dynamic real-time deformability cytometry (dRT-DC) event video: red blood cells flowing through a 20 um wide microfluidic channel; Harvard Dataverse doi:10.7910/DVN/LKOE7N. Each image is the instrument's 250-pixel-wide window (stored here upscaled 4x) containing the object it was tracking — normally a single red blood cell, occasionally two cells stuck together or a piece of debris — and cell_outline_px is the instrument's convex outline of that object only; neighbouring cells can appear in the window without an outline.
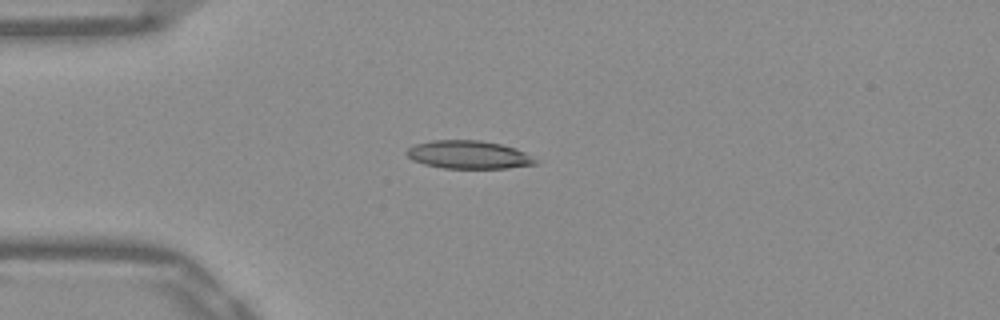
{"species": "Egyptian fruit bat (a non-hibernating species)", "species_latin": "Rousettus aegyptiacus", "temperature_condition": "warm", "stored_images_in_passage": 39, "camera_frame_rate_fps": 3000, "um_per_image_px": 0.085, "frame": {"image": 1, "passage_image": 1, "time_ms": 0.0, "image_size_px": [1000, 320], "cell_outline_px": [[536, 164], [508, 168], [444, 168], [424, 164], [412, 160], [404, 152], [408, 148], [416, 144], [432, 140], [480, 140], [500, 144], [516, 148], [524, 152], [536, 160]], "centroid_in_image_um": [39.8, 13.15], "position_along_channel_um": 45.2, "area_um2": 20.98}}
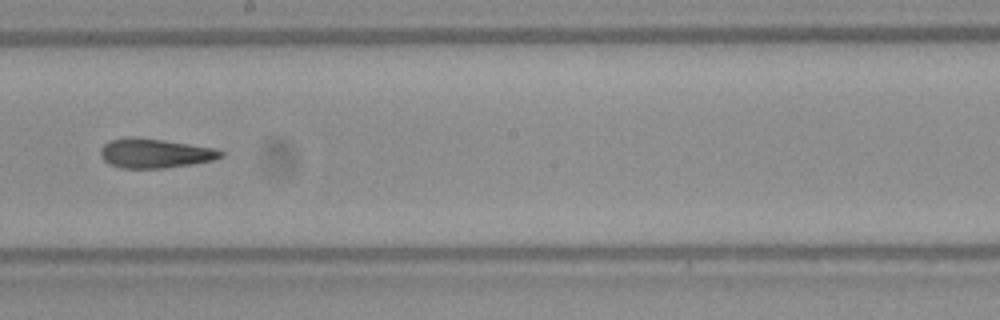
{"frame": {"image": 2, "passage_image": 17, "time_ms": 5.333, "image_size_px": [1000, 320], "cell_outline_px": [[224, 156], [212, 160], [192, 164], [164, 168], [120, 168], [108, 164], [100, 156], [100, 148], [104, 144], [112, 140], [164, 140], [216, 148], [224, 152]], "centroid_in_image_um": [13.22, 13.08], "position_along_channel_um": 235.0, "area_um2": 19.94}}
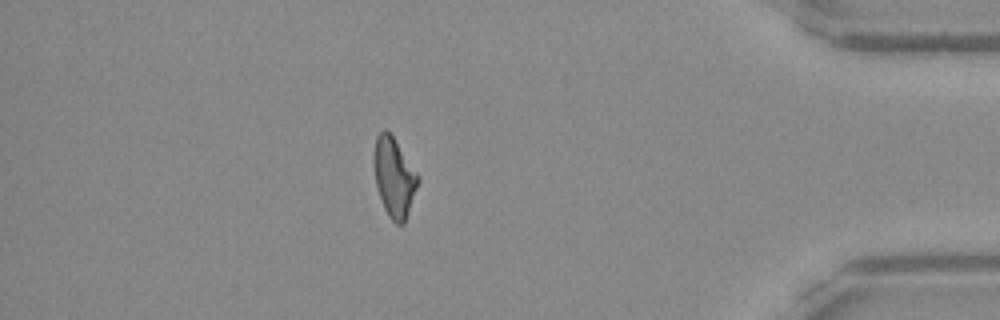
{"frame": {"image": 3, "passage_image": 33, "time_ms": 10.667, "image_size_px": [1000, 320], "cell_outline_px": [[420, 180], [404, 224], [396, 224], [388, 216], [384, 208], [376, 184], [372, 160], [372, 152], [376, 136], [384, 128], [392, 136], [420, 176]], "centroid_in_image_um": [33.48, 15.05], "position_along_channel_um": 401.7, "area_um2": 20.46}, "authors_computed_cell_mechanics": {"area_um2": 20.519, "velocity_mm_per_s": 3.8964, "shape_relaxation_time_tau1_ms": null, "shape_relaxation_time_tau2_ms": 1.7921, "deformation_change_tau1": null, "deformation_change_tau2": 0.1144}}